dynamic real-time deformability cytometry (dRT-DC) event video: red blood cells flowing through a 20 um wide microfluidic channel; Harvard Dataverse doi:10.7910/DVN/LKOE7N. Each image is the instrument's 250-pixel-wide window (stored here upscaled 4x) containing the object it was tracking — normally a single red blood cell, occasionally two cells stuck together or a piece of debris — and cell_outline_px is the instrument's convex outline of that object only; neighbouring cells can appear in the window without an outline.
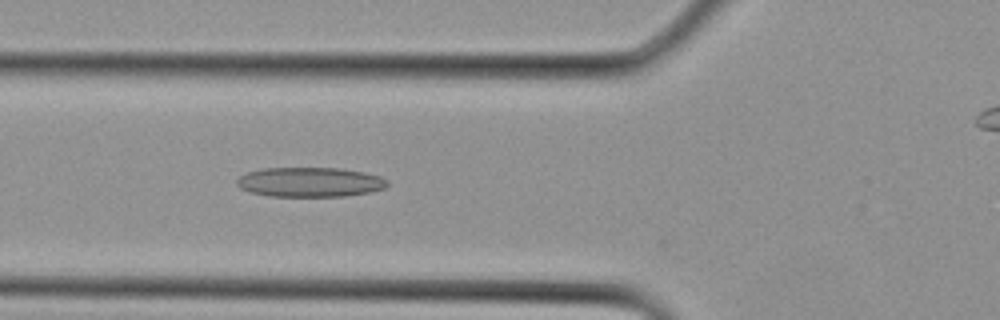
{"species": "Egyptian fruit bat (a non-hibernating species)", "species_latin": "Rousettus aegyptiacus", "temperature_condition": "cold", "stored_images_in_passage": 9, "camera_frame_rate_fps": 3000, "um_per_image_px": 0.085, "animal": {"sex": "female"}, "frame": {"image": 1, "passage_image": 9, "time_ms": 2.667, "image_size_px": [1000, 320], "cell_outline_px": [[388, 184], [384, 188], [372, 192], [348, 196], [268, 196], [248, 192], [240, 188], [236, 184], [236, 180], [240, 176], [248, 172], [260, 168], [340, 168], [364, 172], [380, 176], [388, 180]], "centroid_in_image_um": [26.34, 15.48], "position_along_channel_um": 99.5, "area_um2": 26.24}}